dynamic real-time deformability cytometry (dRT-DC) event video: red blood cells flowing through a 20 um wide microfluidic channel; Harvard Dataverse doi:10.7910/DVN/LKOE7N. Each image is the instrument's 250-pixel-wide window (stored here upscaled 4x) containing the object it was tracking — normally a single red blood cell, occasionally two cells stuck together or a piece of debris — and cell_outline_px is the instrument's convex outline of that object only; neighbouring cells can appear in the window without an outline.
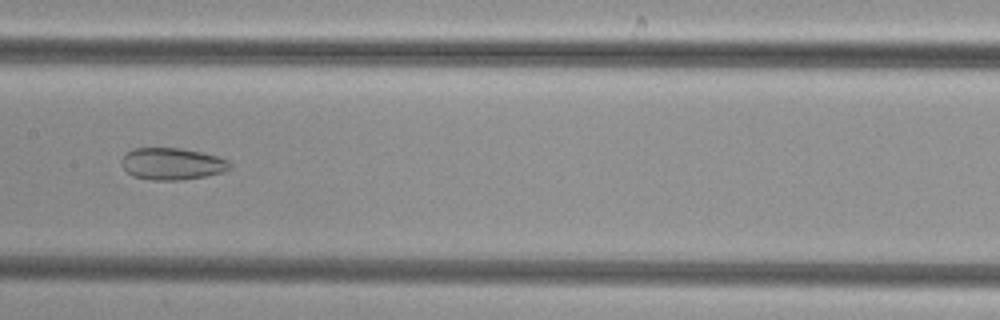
{"species": "common noctule bat (a hibernating species)", "species_latin": "Nyctalus noctula", "temperature_condition": "cold", "stored_images_in_passage": 50, "camera_frame_rate_fps": 3000, "um_per_image_px": 0.085, "animal": {"sex": "female", "body_mass_g": 29.2, "forearm_length_mm": 56.3}, "frame": {"image": 1, "passage_image": 25, "time_ms": 8.0, "image_size_px": [1000, 320], "cell_outline_px": [[232, 168], [224, 172], [204, 176], [180, 180], [152, 180], [132, 176], [124, 168], [120, 160], [132, 148], [180, 148], [200, 152], [216, 156], [228, 160], [232, 164]], "centroid_in_image_um": [14.64, 13.93], "position_along_channel_um": 192.8, "area_um2": 20.11}}
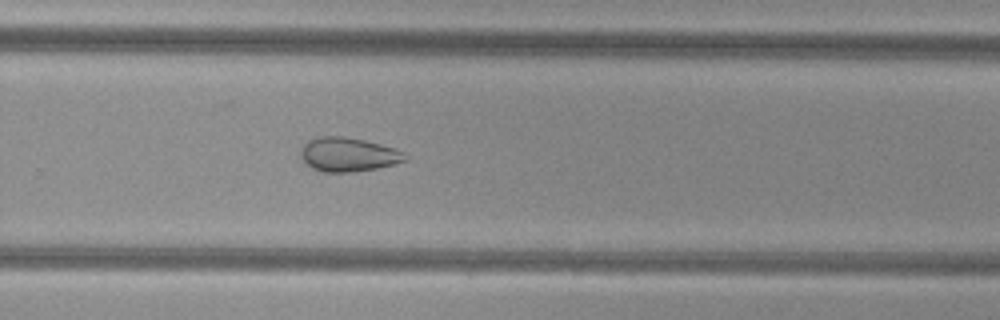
{"frame": {"image": 2, "passage_image": 33, "time_ms": 10.667, "image_size_px": [1000, 320], "cell_outline_px": [[408, 160], [396, 164], [376, 168], [352, 172], [324, 172], [312, 168], [304, 164], [300, 156], [300, 152], [304, 144], [308, 140], [320, 136], [344, 136], [364, 140], [396, 148], [404, 152], [408, 156]], "centroid_in_image_um": [29.61, 13.14], "position_along_channel_um": 300.2, "area_um2": 20.98}}
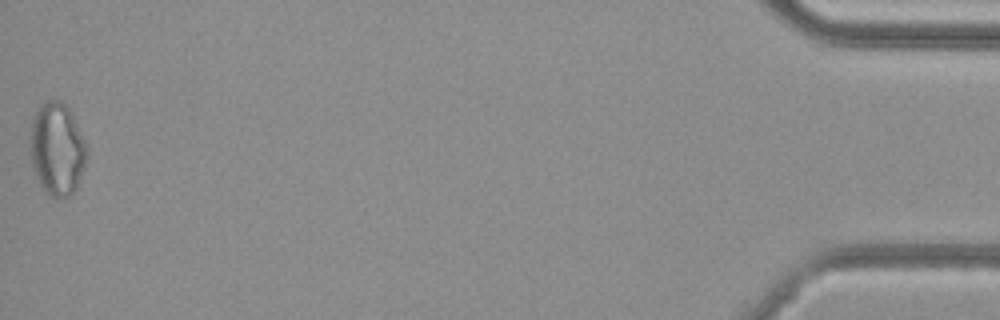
{"frame": {"image": 3, "passage_image": 50, "time_ms": 16.333, "image_size_px": [1000, 320], "cell_outline_px": [[88, 156], [84, 168], [76, 188], [68, 196], [56, 200], [44, 192], [36, 176], [32, 164], [32, 120], [40, 104], [48, 100], [60, 100], [68, 108], [88, 144]], "centroid_in_image_um": [4.89, 12.7], "position_along_channel_um": 430.3, "area_um2": 30.52}}